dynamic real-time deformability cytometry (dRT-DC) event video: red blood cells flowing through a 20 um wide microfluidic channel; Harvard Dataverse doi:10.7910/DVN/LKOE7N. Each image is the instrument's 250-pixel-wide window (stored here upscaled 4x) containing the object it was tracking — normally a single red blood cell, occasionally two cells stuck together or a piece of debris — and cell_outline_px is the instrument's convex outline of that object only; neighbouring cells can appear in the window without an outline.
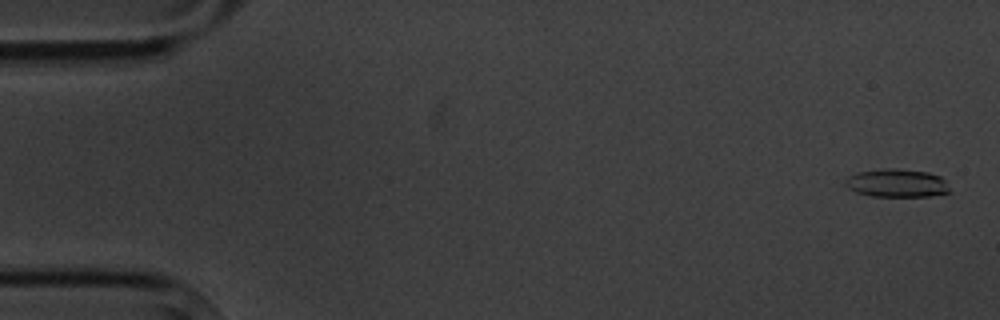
{"species": "common noctule bat (a hibernating species)", "species_latin": "Nyctalus noctula", "temperature_condition": "cold", "stored_images_in_passage": 5, "camera_frame_rate_fps": 3000, "um_per_image_px": 0.085, "animal": {"sex": "male", "body_mass_g": 20.1, "forearm_length_mm": 53.5}, "frame": {"image": 1, "passage_image": 1, "time_ms": 0.0, "image_size_px": [1000, 320], "cell_outline_px": [[952, 192], [932, 196], [872, 196], [856, 192], [848, 188], [844, 184], [844, 180], [848, 176], [856, 172], [884, 168], [896, 168], [928, 172], [940, 176], [944, 180]], "centroid_in_image_um": [76.22, 15.56], "position_along_channel_um": 8.8, "area_um2": 17.34}}